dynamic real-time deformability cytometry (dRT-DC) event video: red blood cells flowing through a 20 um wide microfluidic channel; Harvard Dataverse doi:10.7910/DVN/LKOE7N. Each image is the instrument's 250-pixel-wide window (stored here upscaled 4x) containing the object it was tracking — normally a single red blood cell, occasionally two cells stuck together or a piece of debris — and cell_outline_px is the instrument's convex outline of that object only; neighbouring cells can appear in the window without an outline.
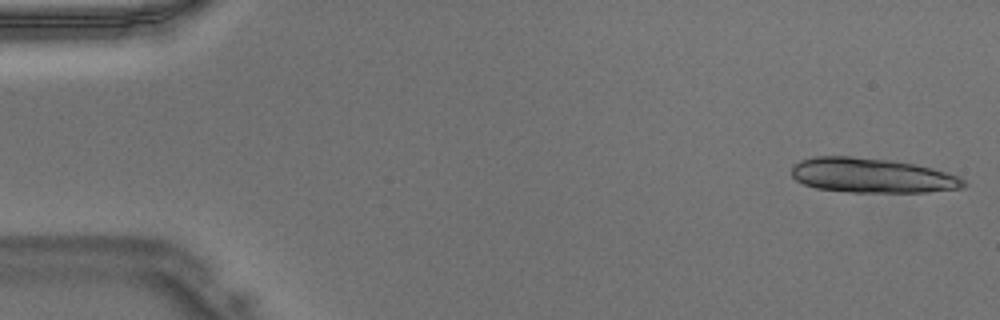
{"species": "Egyptian fruit bat (a non-hibernating species)", "species_latin": "Rousettus aegyptiacus", "temperature_condition": "warm", "stored_images_in_passage": 17, "segment_of_instrument_passage": [1, 2], "camera_frame_rate_fps": 3000, "um_per_image_px": 0.085, "animal": {"sex": "male"}, "frame": {"image": 1, "passage_image": 1, "time_ms": 0.0, "image_size_px": [1000, 320], "cell_outline_px": [[968, 184], [964, 188], [928, 192], [848, 192], [816, 188], [804, 184], [796, 180], [792, 176], [792, 164], [800, 160], [816, 156], [852, 156], [888, 160], [916, 164], [948, 172], [960, 176]], "centroid_in_image_um": [74.14, 14.92], "position_along_channel_um": 10.9, "area_um2": 35.08}}